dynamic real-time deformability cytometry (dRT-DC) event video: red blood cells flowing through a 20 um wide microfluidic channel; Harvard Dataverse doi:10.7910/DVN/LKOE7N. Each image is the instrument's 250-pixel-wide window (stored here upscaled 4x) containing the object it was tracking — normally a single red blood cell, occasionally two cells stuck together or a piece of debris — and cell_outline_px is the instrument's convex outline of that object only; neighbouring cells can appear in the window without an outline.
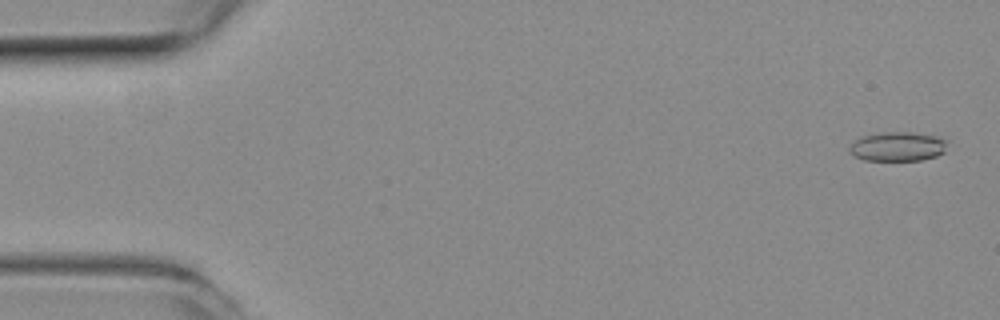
{"species": "common noctule bat (a hibernating species)", "species_latin": "Nyctalus noctula", "temperature_condition": "room temperature", "stored_images_in_passage": 51, "camera_frame_rate_fps": 3000, "um_per_image_px": 0.085, "animal": {"sex": "female", "body_mass_g": 19.3, "forearm_length_mm": 54.1}, "frame": {"image": 1, "passage_image": 2, "time_ms": 0.333, "image_size_px": [1000, 320], "cell_outline_px": [[948, 140], [944, 152], [936, 156], [920, 160], [864, 160], [848, 152], [848, 148], [860, 136], [884, 132], [912, 132], [936, 136]], "centroid_in_image_um": [76.3, 12.45], "position_along_channel_um": 8.7, "area_um2": 16.7}}
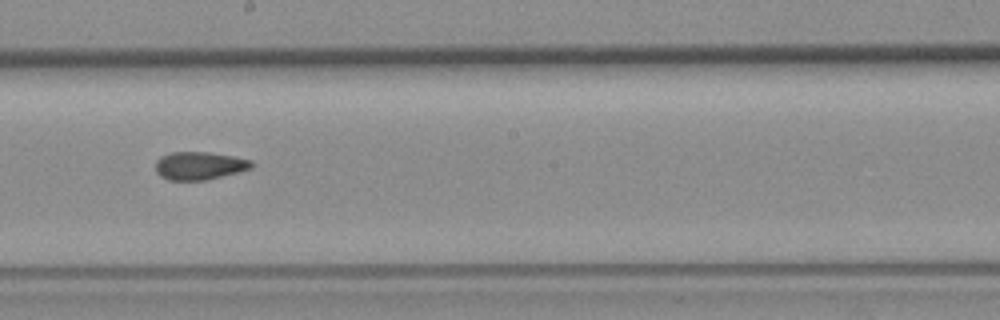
{"frame": {"image": 2, "passage_image": 29, "time_ms": 9.333, "image_size_px": [1000, 320], "cell_outline_px": [[252, 168], [208, 180], [168, 180], [160, 176], [156, 172], [156, 160], [160, 156], [172, 152], [208, 152], [232, 156], [252, 160]], "centroid_in_image_um": [16.92, 14.09], "position_along_channel_um": 231.3, "area_um2": 15.66}}
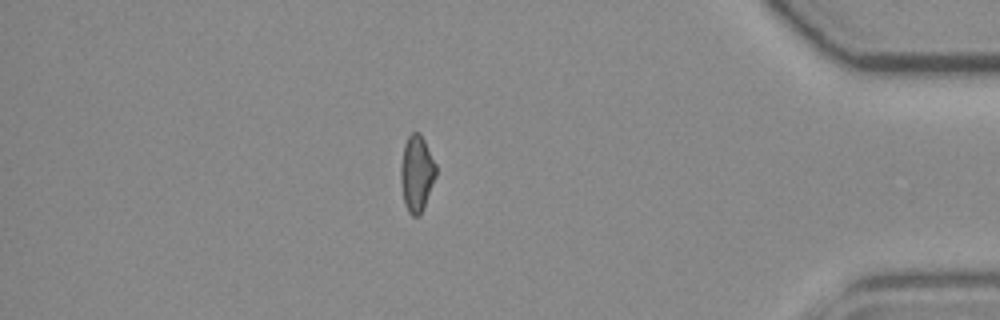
{"frame": {"image": 3, "passage_image": 45, "time_ms": 14.667, "image_size_px": [1000, 320], "cell_outline_px": [[436, 176], [424, 208], [420, 216], [412, 216], [408, 212], [404, 204], [400, 184], [400, 168], [404, 144], [408, 136], [412, 132], [420, 132], [436, 164]], "centroid_in_image_um": [35.41, 14.77], "position_along_channel_um": 399.8, "area_um2": 15.9}, "authors_computed_cell_mechanics": {"area_um2": 16.1262, "velocity_mm_per_s": 3.9544, "shape_relaxation_time_tau1_ms": null, "shape_relaxation_time_tau2_ms": 2.7647, "deformation_change_tau1": null, "deformation_change_tau2": 0.0974}}